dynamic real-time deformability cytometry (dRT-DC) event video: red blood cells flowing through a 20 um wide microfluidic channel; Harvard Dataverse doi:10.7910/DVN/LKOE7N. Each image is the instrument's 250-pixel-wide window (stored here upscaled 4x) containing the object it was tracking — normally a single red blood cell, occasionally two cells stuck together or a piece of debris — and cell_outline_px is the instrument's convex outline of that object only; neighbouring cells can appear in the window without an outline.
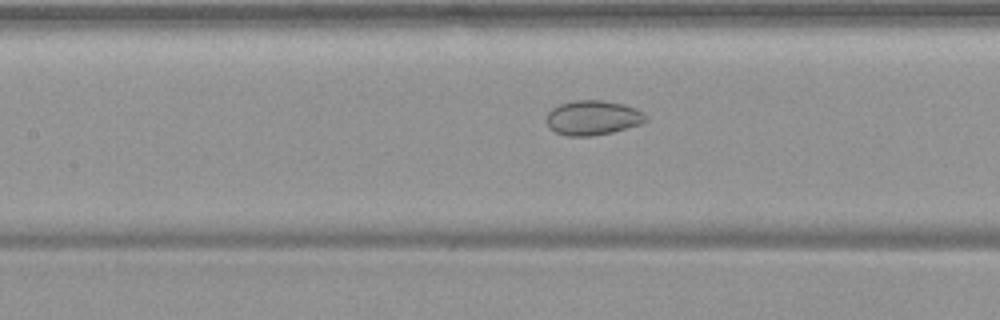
{"species": "common noctule bat (a hibernating species)", "species_latin": "Nyctalus noctula", "temperature_condition": "warm", "stored_images_in_passage": 54, "camera_frame_rate_fps": 3000, "um_per_image_px": 0.085, "animal": {"sex": "female", "body_mass_g": 19.9}, "frame": {"image": 1, "passage_image": 25, "time_ms": 8.0, "image_size_px": [1000, 320], "cell_outline_px": [[648, 120], [640, 124], [612, 132], [592, 136], [568, 136], [556, 132], [548, 128], [544, 120], [548, 112], [552, 108], [560, 104], [572, 100], [600, 100], [624, 104], [636, 108], [644, 112], [648, 116]], "centroid_in_image_um": [50.37, 10.0], "position_along_channel_um": 157.0, "area_um2": 20.35}}
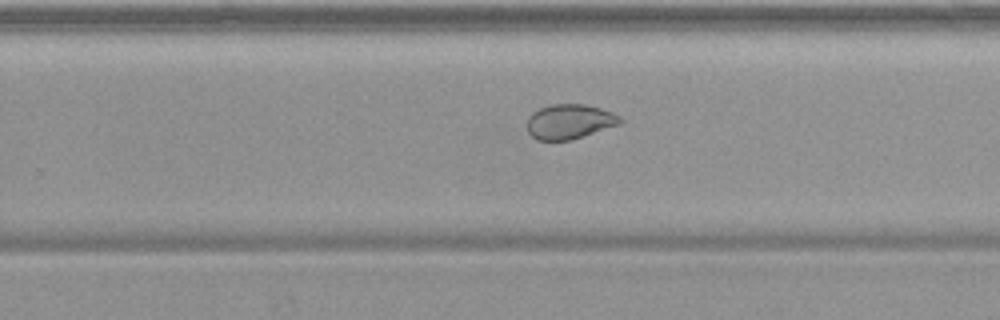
{"frame": {"image": 2, "passage_image": 35, "time_ms": 11.333, "image_size_px": [1000, 320], "cell_outline_px": [[624, 120], [620, 124], [584, 136], [568, 140], [536, 140], [528, 132], [528, 116], [532, 112], [540, 108], [552, 104], [588, 104], [612, 112], [620, 116]], "centroid_in_image_um": [48.42, 10.33], "position_along_channel_um": 281.4, "area_um2": 18.9}}
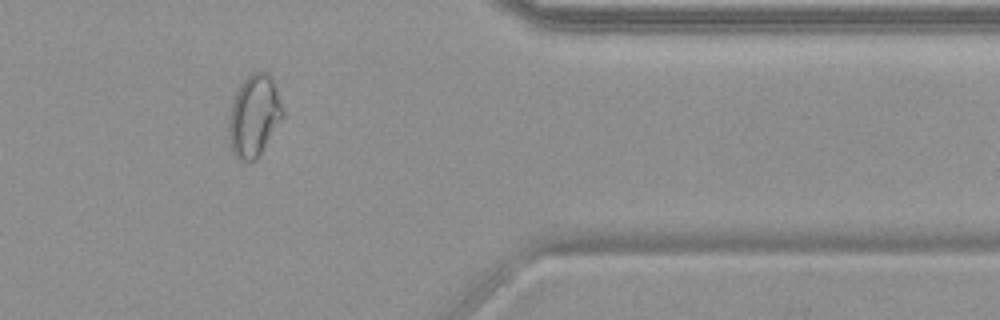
{"frame": {"image": 3, "passage_image": 45, "time_ms": 14.667, "image_size_px": [1000, 320], "cell_outline_px": [[284, 116], [260, 156], [256, 160], [240, 160], [232, 152], [228, 136], [228, 112], [232, 100], [240, 84], [252, 72], [268, 72], [272, 76], [284, 112]], "centroid_in_image_um": [21.58, 9.85], "position_along_channel_um": 389.8, "area_um2": 26.07}, "authors_computed_cell_mechanics": {"area_um2": 26.3857, "velocity_mm_per_s": 3.7581, "shape_relaxation_time_tau1_ms": null, "shape_relaxation_time_tau2_ms": 2.0413, "deformation_change_tau1": null, "deformation_change_tau2": 0.059}}